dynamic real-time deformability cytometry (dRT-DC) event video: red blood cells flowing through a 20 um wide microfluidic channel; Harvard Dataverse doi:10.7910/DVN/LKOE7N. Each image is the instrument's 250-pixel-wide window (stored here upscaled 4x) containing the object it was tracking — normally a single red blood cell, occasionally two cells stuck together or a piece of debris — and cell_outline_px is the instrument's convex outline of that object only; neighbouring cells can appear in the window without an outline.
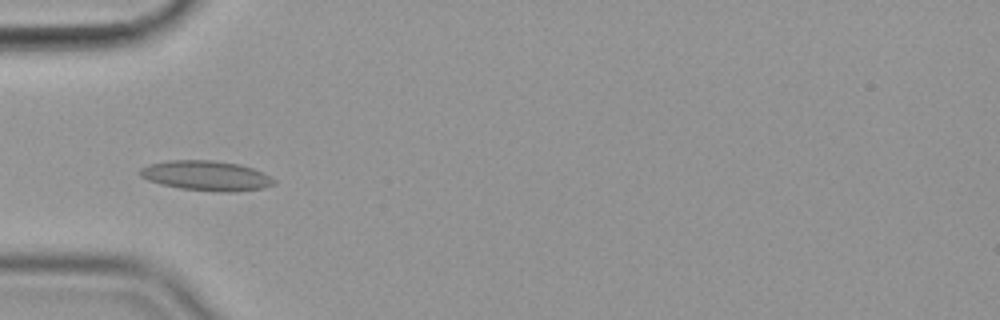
{"species": "common noctule bat (a hibernating species)", "species_latin": "Nyctalus noctula", "temperature_condition": "cold", "stored_images_in_passage": 37, "camera_frame_rate_fps": 3000, "um_per_image_px": 0.085, "animal": {"sex": "female", "body_mass_g": 19.9}, "frame": {"image": 1, "passage_image": 2, "time_ms": 0.333, "image_size_px": [1000, 320], "cell_outline_px": [[276, 184], [264, 188], [232, 192], [220, 192], [180, 188], [160, 184], [148, 180], [140, 176], [140, 168], [148, 164], [168, 160], [212, 160], [240, 164], [252, 168], [276, 180]], "centroid_in_image_um": [17.52, 14.93], "position_along_channel_um": 67.5, "area_um2": 23.35}}
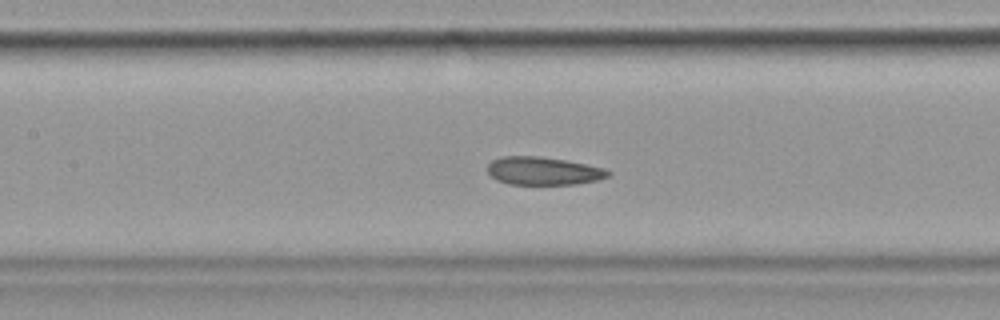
{"frame": {"image": 2, "passage_image": 10, "time_ms": 3.0, "image_size_px": [1000, 320], "cell_outline_px": [[612, 172], [608, 176], [596, 180], [576, 184], [508, 184], [496, 180], [488, 172], [488, 164], [492, 160], [504, 156], [540, 156], [564, 160], [604, 168]], "centroid_in_image_um": [46.16, 14.53], "position_along_channel_um": 161.2, "area_um2": 19.54}}
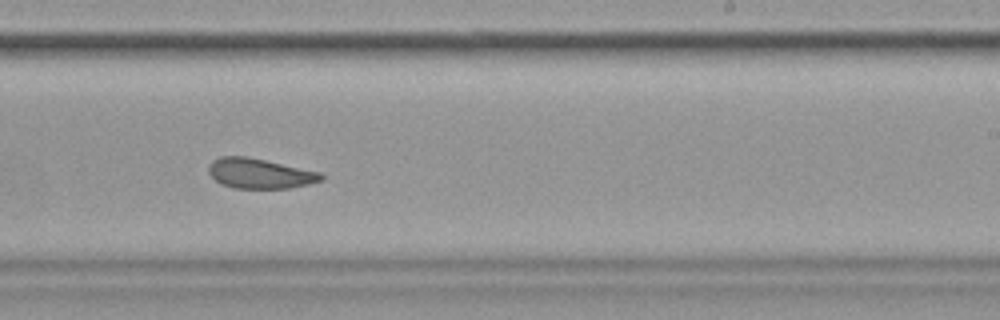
{"frame": {"image": 3, "passage_image": 19, "time_ms": 6.0, "image_size_px": [1000, 320], "cell_outline_px": [[324, 180], [308, 184], [288, 188], [232, 188], [220, 184], [208, 172], [208, 164], [212, 160], [220, 156], [248, 156], [324, 172]], "centroid_in_image_um": [22.1, 14.73], "position_along_channel_um": 266.9, "area_um2": 20.11}, "authors_computed_cell_mechanics": {"area_um2": 20.6924, "velocity_mm_per_s": 3.5476, "shape_relaxation_time_tau1_ms": 10.8922, "shape_relaxation_time_tau2_ms": 2.909, "deformation_change_tau1": 0.1502, "deformation_change_tau2": 0.0833}}